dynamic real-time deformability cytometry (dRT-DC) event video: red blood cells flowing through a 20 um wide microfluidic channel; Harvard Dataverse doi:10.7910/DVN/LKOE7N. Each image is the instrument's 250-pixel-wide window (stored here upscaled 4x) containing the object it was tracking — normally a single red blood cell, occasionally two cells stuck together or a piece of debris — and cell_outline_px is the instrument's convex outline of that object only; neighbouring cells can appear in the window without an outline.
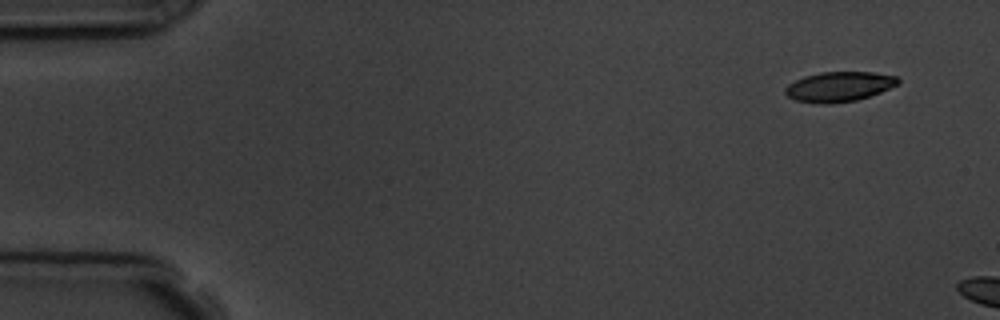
{"species": "common noctule bat (a hibernating species)", "species_latin": "Nyctalus noctula", "temperature_condition": "room temperature", "stored_images_in_passage": 3, "camera_frame_rate_fps": 3000, "um_per_image_px": 0.085, "animal": {"sex": "male", "body_mass_g": 19.5, "forearm_length_mm": 54.6}, "frame": {"image": 1, "passage_image": 1, "time_ms": 0.0, "image_size_px": [1000, 320], "cell_outline_px": [[900, 84], [880, 92], [856, 100], [824, 104], [820, 104], [796, 100], [788, 96], [784, 92], [784, 88], [788, 84], [804, 76], [820, 72], [872, 72], [896, 76], [900, 80]], "centroid_in_image_um": [71.32, 7.36], "position_along_channel_um": 13.7, "area_um2": 19.59}}